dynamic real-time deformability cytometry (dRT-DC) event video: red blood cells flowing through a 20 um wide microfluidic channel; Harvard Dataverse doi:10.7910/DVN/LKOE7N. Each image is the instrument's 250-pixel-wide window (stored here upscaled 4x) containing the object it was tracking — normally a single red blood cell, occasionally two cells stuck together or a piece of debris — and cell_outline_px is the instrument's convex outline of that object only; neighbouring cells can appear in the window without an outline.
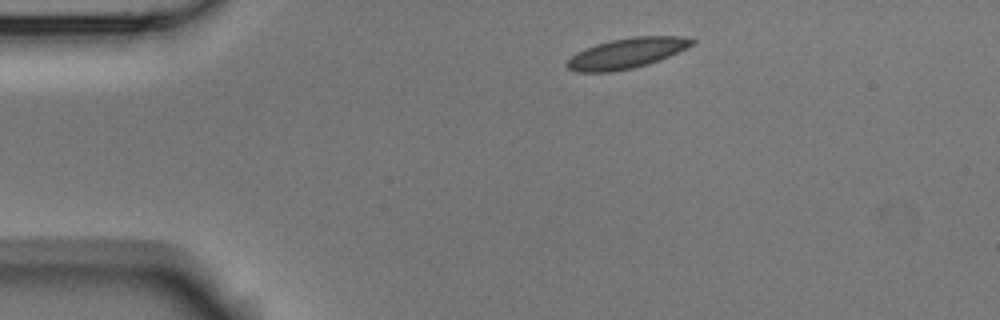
{"species": "Egyptian fruit bat (a non-hibernating species)", "species_latin": "Rousettus aegyptiacus", "temperature_condition": "room temperature", "stored_images_in_passage": 2, "camera_frame_rate_fps": 3000, "um_per_image_px": 0.085, "animal": {"sex": "male"}, "frame": {"image": 1, "passage_image": 1, "time_ms": 0.0, "image_size_px": [1000, 320], "cell_outline_px": [[696, 44], [660, 60], [648, 64], [632, 68], [612, 72], [576, 72], [568, 68], [564, 64], [576, 52], [584, 48], [596, 44], [612, 40], [632, 36], [680, 36], [696, 40]], "centroid_in_image_um": [53.27, 4.52], "position_along_channel_um": 31.7, "area_um2": 22.2}}